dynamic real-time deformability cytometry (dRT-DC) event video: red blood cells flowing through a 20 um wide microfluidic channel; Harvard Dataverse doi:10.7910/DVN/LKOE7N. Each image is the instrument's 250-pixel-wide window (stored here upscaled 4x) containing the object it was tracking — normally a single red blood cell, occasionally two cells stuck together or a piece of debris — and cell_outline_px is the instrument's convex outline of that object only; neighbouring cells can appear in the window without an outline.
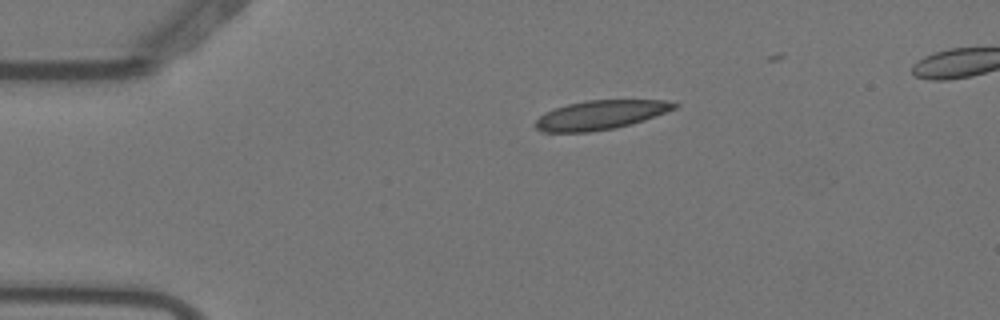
{"species": "Egyptian fruit bat (a non-hibernating species)", "species_latin": "Rousettus aegyptiacus", "temperature_condition": "warm", "stored_images_in_passage": 5, "camera_frame_rate_fps": 3000, "um_per_image_px": 0.085, "animal": {"sex": "female"}, "frame": {"image": 1, "passage_image": 2, "time_ms": 0.333, "image_size_px": [1000, 320], "cell_outline_px": [[680, 104], [676, 108], [644, 120], [616, 128], [588, 132], [544, 132], [536, 128], [532, 124], [544, 112], [568, 104], [584, 100], [664, 100]], "centroid_in_image_um": [51.01, 9.77], "position_along_channel_um": 34.0, "area_um2": 23.58}}